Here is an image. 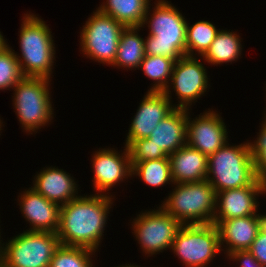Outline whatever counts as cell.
<instances>
[{"mask_svg": "<svg viewBox=\"0 0 266 267\" xmlns=\"http://www.w3.org/2000/svg\"><path fill=\"white\" fill-rule=\"evenodd\" d=\"M265 220L266 213L260 212L256 215L219 221L216 226L225 259L232 252L248 250Z\"/></svg>", "mask_w": 266, "mask_h": 267, "instance_id": "cell-17", "label": "cell"}, {"mask_svg": "<svg viewBox=\"0 0 266 267\" xmlns=\"http://www.w3.org/2000/svg\"><path fill=\"white\" fill-rule=\"evenodd\" d=\"M4 38V35L0 31V48L6 44V40Z\"/></svg>", "mask_w": 266, "mask_h": 267, "instance_id": "cell-33", "label": "cell"}, {"mask_svg": "<svg viewBox=\"0 0 266 267\" xmlns=\"http://www.w3.org/2000/svg\"><path fill=\"white\" fill-rule=\"evenodd\" d=\"M189 24L187 23L186 27V55L202 57L220 29H217L215 24L207 20H199Z\"/></svg>", "mask_w": 266, "mask_h": 267, "instance_id": "cell-25", "label": "cell"}, {"mask_svg": "<svg viewBox=\"0 0 266 267\" xmlns=\"http://www.w3.org/2000/svg\"><path fill=\"white\" fill-rule=\"evenodd\" d=\"M50 79L23 77L13 88L12 106L20 127L28 135L48 127L54 118Z\"/></svg>", "mask_w": 266, "mask_h": 267, "instance_id": "cell-6", "label": "cell"}, {"mask_svg": "<svg viewBox=\"0 0 266 267\" xmlns=\"http://www.w3.org/2000/svg\"><path fill=\"white\" fill-rule=\"evenodd\" d=\"M201 57L187 56L181 57L175 61L170 82L163 93L167 95L170 101L172 93L177 96V101L173 104L175 108L192 110V104L205 95L209 89L210 78H208L207 68L202 64ZM208 88V89H207ZM174 89V90H173ZM172 90V91H171Z\"/></svg>", "mask_w": 266, "mask_h": 267, "instance_id": "cell-11", "label": "cell"}, {"mask_svg": "<svg viewBox=\"0 0 266 267\" xmlns=\"http://www.w3.org/2000/svg\"><path fill=\"white\" fill-rule=\"evenodd\" d=\"M259 125L256 140L249 141L251 156L254 159L255 173L259 180L266 182V118Z\"/></svg>", "mask_w": 266, "mask_h": 267, "instance_id": "cell-29", "label": "cell"}, {"mask_svg": "<svg viewBox=\"0 0 266 267\" xmlns=\"http://www.w3.org/2000/svg\"><path fill=\"white\" fill-rule=\"evenodd\" d=\"M137 176L148 186L164 187L174 184L171 177L169 157L156 160L134 162L132 164V177Z\"/></svg>", "mask_w": 266, "mask_h": 267, "instance_id": "cell-24", "label": "cell"}, {"mask_svg": "<svg viewBox=\"0 0 266 267\" xmlns=\"http://www.w3.org/2000/svg\"><path fill=\"white\" fill-rule=\"evenodd\" d=\"M227 260L233 261L238 264L239 267H261L258 261L252 256L248 251H235L230 253L227 257Z\"/></svg>", "mask_w": 266, "mask_h": 267, "instance_id": "cell-32", "label": "cell"}, {"mask_svg": "<svg viewBox=\"0 0 266 267\" xmlns=\"http://www.w3.org/2000/svg\"><path fill=\"white\" fill-rule=\"evenodd\" d=\"M173 183L199 182L206 179L208 156L185 145L168 156Z\"/></svg>", "mask_w": 266, "mask_h": 267, "instance_id": "cell-19", "label": "cell"}, {"mask_svg": "<svg viewBox=\"0 0 266 267\" xmlns=\"http://www.w3.org/2000/svg\"><path fill=\"white\" fill-rule=\"evenodd\" d=\"M115 196L80 195L60 206L56 232L62 245L99 250Z\"/></svg>", "mask_w": 266, "mask_h": 267, "instance_id": "cell-1", "label": "cell"}, {"mask_svg": "<svg viewBox=\"0 0 266 267\" xmlns=\"http://www.w3.org/2000/svg\"><path fill=\"white\" fill-rule=\"evenodd\" d=\"M151 1L105 0L97 9L125 27H141Z\"/></svg>", "mask_w": 266, "mask_h": 267, "instance_id": "cell-23", "label": "cell"}, {"mask_svg": "<svg viewBox=\"0 0 266 267\" xmlns=\"http://www.w3.org/2000/svg\"><path fill=\"white\" fill-rule=\"evenodd\" d=\"M266 89V88H265ZM263 112H266V109H265V111H263ZM265 118H266V113H264V115H263Z\"/></svg>", "mask_w": 266, "mask_h": 267, "instance_id": "cell-37", "label": "cell"}, {"mask_svg": "<svg viewBox=\"0 0 266 267\" xmlns=\"http://www.w3.org/2000/svg\"><path fill=\"white\" fill-rule=\"evenodd\" d=\"M123 150L115 148H99L94 151L91 158L93 188L96 194L114 196L110 192L116 185L132 178V165L128 148ZM119 151V152H118ZM108 191V192H107Z\"/></svg>", "mask_w": 266, "mask_h": 267, "instance_id": "cell-12", "label": "cell"}, {"mask_svg": "<svg viewBox=\"0 0 266 267\" xmlns=\"http://www.w3.org/2000/svg\"><path fill=\"white\" fill-rule=\"evenodd\" d=\"M36 173L31 187L59 206L65 205L81 195L78 192L80 188L73 175L71 176L64 169H59L58 166H47Z\"/></svg>", "mask_w": 266, "mask_h": 267, "instance_id": "cell-18", "label": "cell"}, {"mask_svg": "<svg viewBox=\"0 0 266 267\" xmlns=\"http://www.w3.org/2000/svg\"><path fill=\"white\" fill-rule=\"evenodd\" d=\"M172 190L160 204L168 214L182 225L213 223L217 193L206 179L174 183Z\"/></svg>", "mask_w": 266, "mask_h": 267, "instance_id": "cell-5", "label": "cell"}, {"mask_svg": "<svg viewBox=\"0 0 266 267\" xmlns=\"http://www.w3.org/2000/svg\"><path fill=\"white\" fill-rule=\"evenodd\" d=\"M3 123L4 122H3V120H1V116H0V133H2V130H3L2 127H5Z\"/></svg>", "mask_w": 266, "mask_h": 267, "instance_id": "cell-36", "label": "cell"}, {"mask_svg": "<svg viewBox=\"0 0 266 267\" xmlns=\"http://www.w3.org/2000/svg\"><path fill=\"white\" fill-rule=\"evenodd\" d=\"M190 112L187 110V145L209 156L228 142L227 125L216 110H205L194 118Z\"/></svg>", "mask_w": 266, "mask_h": 267, "instance_id": "cell-13", "label": "cell"}, {"mask_svg": "<svg viewBox=\"0 0 266 267\" xmlns=\"http://www.w3.org/2000/svg\"><path fill=\"white\" fill-rule=\"evenodd\" d=\"M142 27H125L121 33L118 49L114 63V68L138 70L140 63L144 59L145 39L139 34Z\"/></svg>", "mask_w": 266, "mask_h": 267, "instance_id": "cell-21", "label": "cell"}, {"mask_svg": "<svg viewBox=\"0 0 266 267\" xmlns=\"http://www.w3.org/2000/svg\"><path fill=\"white\" fill-rule=\"evenodd\" d=\"M157 209L141 210L132 220V232L144 256L153 257L164 250H171L182 224L160 205Z\"/></svg>", "mask_w": 266, "mask_h": 267, "instance_id": "cell-10", "label": "cell"}, {"mask_svg": "<svg viewBox=\"0 0 266 267\" xmlns=\"http://www.w3.org/2000/svg\"><path fill=\"white\" fill-rule=\"evenodd\" d=\"M127 148L130 155L131 165L134 162H143L146 160H156L168 157L162 148L151 143V140L148 137L132 141Z\"/></svg>", "mask_w": 266, "mask_h": 267, "instance_id": "cell-30", "label": "cell"}, {"mask_svg": "<svg viewBox=\"0 0 266 267\" xmlns=\"http://www.w3.org/2000/svg\"><path fill=\"white\" fill-rule=\"evenodd\" d=\"M1 228V226H0ZM3 240L1 239V229H0V263H1V260H2V247H3Z\"/></svg>", "mask_w": 266, "mask_h": 267, "instance_id": "cell-34", "label": "cell"}, {"mask_svg": "<svg viewBox=\"0 0 266 267\" xmlns=\"http://www.w3.org/2000/svg\"><path fill=\"white\" fill-rule=\"evenodd\" d=\"M257 179L248 140L239 145L228 141L208 156L206 180L216 193L250 186Z\"/></svg>", "mask_w": 266, "mask_h": 267, "instance_id": "cell-4", "label": "cell"}, {"mask_svg": "<svg viewBox=\"0 0 266 267\" xmlns=\"http://www.w3.org/2000/svg\"><path fill=\"white\" fill-rule=\"evenodd\" d=\"M154 4V7L150 8V3L141 26L149 29L148 36H145V54L164 56L177 61L186 55L188 22L171 1L155 0Z\"/></svg>", "mask_w": 266, "mask_h": 267, "instance_id": "cell-2", "label": "cell"}, {"mask_svg": "<svg viewBox=\"0 0 266 267\" xmlns=\"http://www.w3.org/2000/svg\"><path fill=\"white\" fill-rule=\"evenodd\" d=\"M22 78L19 62L12 47L6 41V44L0 48V90L12 89Z\"/></svg>", "mask_w": 266, "mask_h": 267, "instance_id": "cell-28", "label": "cell"}, {"mask_svg": "<svg viewBox=\"0 0 266 267\" xmlns=\"http://www.w3.org/2000/svg\"><path fill=\"white\" fill-rule=\"evenodd\" d=\"M171 252L185 267H210L222 253L217 226L213 223L182 225Z\"/></svg>", "mask_w": 266, "mask_h": 267, "instance_id": "cell-8", "label": "cell"}, {"mask_svg": "<svg viewBox=\"0 0 266 267\" xmlns=\"http://www.w3.org/2000/svg\"><path fill=\"white\" fill-rule=\"evenodd\" d=\"M93 249L79 246L60 245L52 257L49 267H95L92 263Z\"/></svg>", "mask_w": 266, "mask_h": 267, "instance_id": "cell-27", "label": "cell"}, {"mask_svg": "<svg viewBox=\"0 0 266 267\" xmlns=\"http://www.w3.org/2000/svg\"><path fill=\"white\" fill-rule=\"evenodd\" d=\"M139 104L124 140L126 147L132 141L149 137L157 124L176 109L163 92L147 91Z\"/></svg>", "mask_w": 266, "mask_h": 267, "instance_id": "cell-15", "label": "cell"}, {"mask_svg": "<svg viewBox=\"0 0 266 267\" xmlns=\"http://www.w3.org/2000/svg\"><path fill=\"white\" fill-rule=\"evenodd\" d=\"M175 60L164 56L145 55L138 70H142L147 78L152 80L147 91L163 92L168 86L173 72Z\"/></svg>", "mask_w": 266, "mask_h": 267, "instance_id": "cell-26", "label": "cell"}, {"mask_svg": "<svg viewBox=\"0 0 266 267\" xmlns=\"http://www.w3.org/2000/svg\"><path fill=\"white\" fill-rule=\"evenodd\" d=\"M115 267V266H114ZM116 267H141V265L139 266V265H134V263L133 264H128V263H126V264H122V265H120V266H116Z\"/></svg>", "mask_w": 266, "mask_h": 267, "instance_id": "cell-35", "label": "cell"}, {"mask_svg": "<svg viewBox=\"0 0 266 267\" xmlns=\"http://www.w3.org/2000/svg\"><path fill=\"white\" fill-rule=\"evenodd\" d=\"M87 18L80 33V51L95 62L111 66L116 58L118 43L125 26L97 8Z\"/></svg>", "mask_w": 266, "mask_h": 267, "instance_id": "cell-9", "label": "cell"}, {"mask_svg": "<svg viewBox=\"0 0 266 267\" xmlns=\"http://www.w3.org/2000/svg\"><path fill=\"white\" fill-rule=\"evenodd\" d=\"M248 251L261 266L266 267V220L263 222Z\"/></svg>", "mask_w": 266, "mask_h": 267, "instance_id": "cell-31", "label": "cell"}, {"mask_svg": "<svg viewBox=\"0 0 266 267\" xmlns=\"http://www.w3.org/2000/svg\"><path fill=\"white\" fill-rule=\"evenodd\" d=\"M11 238L3 242L4 267H49L61 245L57 234L51 232L23 230Z\"/></svg>", "mask_w": 266, "mask_h": 267, "instance_id": "cell-7", "label": "cell"}, {"mask_svg": "<svg viewBox=\"0 0 266 267\" xmlns=\"http://www.w3.org/2000/svg\"><path fill=\"white\" fill-rule=\"evenodd\" d=\"M35 13H25L21 19L19 50H13L23 77H39L52 80L56 61V46L49 25ZM16 52V53H15Z\"/></svg>", "mask_w": 266, "mask_h": 267, "instance_id": "cell-3", "label": "cell"}, {"mask_svg": "<svg viewBox=\"0 0 266 267\" xmlns=\"http://www.w3.org/2000/svg\"><path fill=\"white\" fill-rule=\"evenodd\" d=\"M266 195L265 182L258 178L250 185L217 192L213 224L221 220L259 214V196Z\"/></svg>", "mask_w": 266, "mask_h": 267, "instance_id": "cell-14", "label": "cell"}, {"mask_svg": "<svg viewBox=\"0 0 266 267\" xmlns=\"http://www.w3.org/2000/svg\"><path fill=\"white\" fill-rule=\"evenodd\" d=\"M187 109L176 108L149 135L151 143L169 156L187 144Z\"/></svg>", "mask_w": 266, "mask_h": 267, "instance_id": "cell-20", "label": "cell"}, {"mask_svg": "<svg viewBox=\"0 0 266 267\" xmlns=\"http://www.w3.org/2000/svg\"><path fill=\"white\" fill-rule=\"evenodd\" d=\"M241 36L233 30L221 29L211 43L207 52L201 57L204 62L218 66L223 63H235L243 51ZM240 57V58H239Z\"/></svg>", "mask_w": 266, "mask_h": 267, "instance_id": "cell-22", "label": "cell"}, {"mask_svg": "<svg viewBox=\"0 0 266 267\" xmlns=\"http://www.w3.org/2000/svg\"><path fill=\"white\" fill-rule=\"evenodd\" d=\"M19 209L29 227L26 231L56 233L59 227L60 206L28 187L17 196Z\"/></svg>", "mask_w": 266, "mask_h": 267, "instance_id": "cell-16", "label": "cell"}]
</instances>
